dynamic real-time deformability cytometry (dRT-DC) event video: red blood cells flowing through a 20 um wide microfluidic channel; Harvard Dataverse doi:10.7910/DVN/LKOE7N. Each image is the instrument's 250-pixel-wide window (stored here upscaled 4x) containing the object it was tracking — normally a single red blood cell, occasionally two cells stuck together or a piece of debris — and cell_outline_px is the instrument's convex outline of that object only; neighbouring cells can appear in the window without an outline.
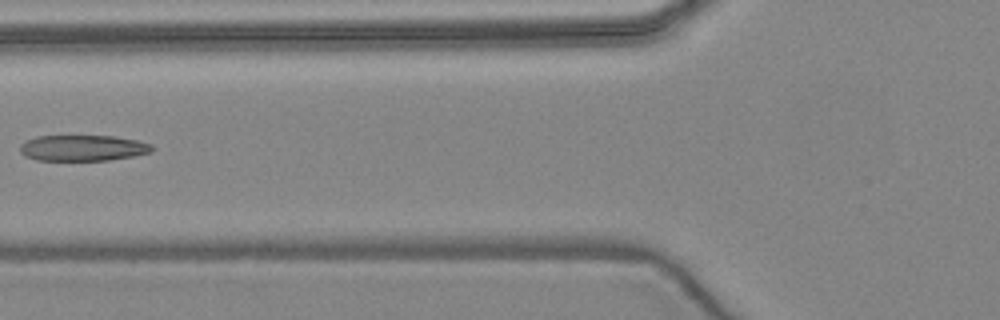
{"species": "common noctule bat (a hibernating species)", "species_latin": "Nyctalus noctula", "temperature_condition": "warm", "stored_images_in_passage": 6, "camera_frame_rate_fps": 3000, "um_per_image_px": 0.085, "animal": {"sex": "female", "body_mass_g": 24.6, "forearm_length_mm": 56.2}, "frame": {"image": 1, "passage_image": 6, "time_ms": 6.0, "image_size_px": [1000, 320], "cell_outline_px": [[152, 152], [132, 156], [108, 160], [36, 160], [24, 156], [20, 152], [20, 144], [36, 136], [116, 136], [136, 140], [152, 144]], "centroid_in_image_um": [7.02, 12.57], "position_along_channel_um": 118.8, "area_um2": 19.88}}